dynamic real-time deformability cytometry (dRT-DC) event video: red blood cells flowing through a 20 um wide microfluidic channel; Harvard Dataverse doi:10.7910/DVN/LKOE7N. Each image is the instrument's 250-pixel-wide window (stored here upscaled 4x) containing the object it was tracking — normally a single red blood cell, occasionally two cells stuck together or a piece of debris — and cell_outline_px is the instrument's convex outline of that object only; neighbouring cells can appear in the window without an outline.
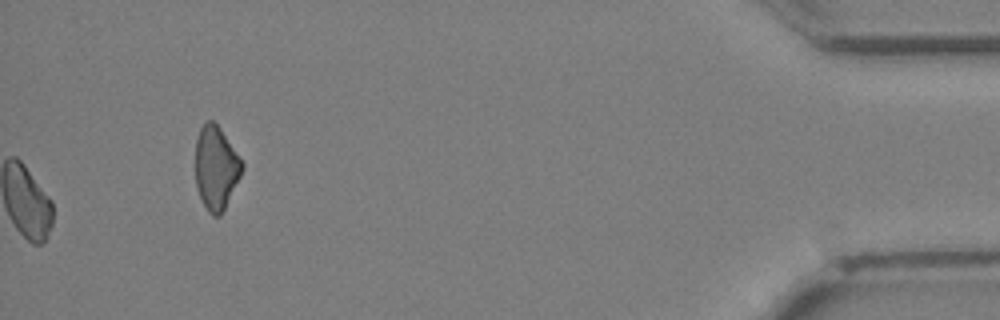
{"species": "Egyptian fruit bat (a non-hibernating species)", "species_latin": "Rousettus aegyptiacus", "temperature_condition": "cold", "stored_images_in_passage": 33, "camera_frame_rate_fps": 3000, "um_per_image_px": 0.085, "animal": {"sex": "female"}, "frame": {"image": 1, "passage_image": 33, "time_ms": 10.667, "image_size_px": [1000, 320], "cell_outline_px": [[244, 168], [220, 216], [212, 216], [208, 212], [200, 196], [196, 184], [196, 140], [200, 128], [204, 120], [212, 120], [216, 124], [244, 164]], "centroid_in_image_um": [18.34, 14.26], "position_along_channel_um": 416.9, "area_um2": 22.2}}